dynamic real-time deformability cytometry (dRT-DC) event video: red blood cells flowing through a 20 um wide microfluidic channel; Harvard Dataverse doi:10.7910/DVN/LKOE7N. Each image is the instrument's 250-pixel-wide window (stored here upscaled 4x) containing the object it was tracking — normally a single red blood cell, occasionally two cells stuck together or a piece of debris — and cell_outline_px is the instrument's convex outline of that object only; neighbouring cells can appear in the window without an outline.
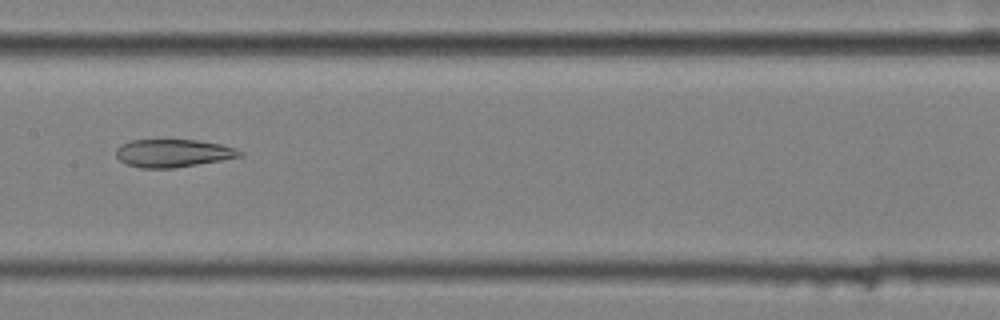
{"species": "common noctule bat (a hibernating species)", "species_latin": "Nyctalus noctula", "temperature_condition": "cold", "stored_images_in_passage": 13, "camera_frame_rate_fps": 3000, "um_per_image_px": 0.085, "animal": {"sex": "female", "body_mass_g": 25.1}, "frame": {"image": 1, "passage_image": 6, "time_ms": 1.667, "image_size_px": [1000, 320], "cell_outline_px": [[244, 156], [172, 168], [140, 168], [128, 164], [120, 160], [116, 156], [116, 148], [120, 144], [132, 140], [196, 140], [220, 144], [236, 148], [244, 152]], "centroid_in_image_um": [14.71, 13.01], "position_along_channel_um": 192.7, "area_um2": 20.0}}
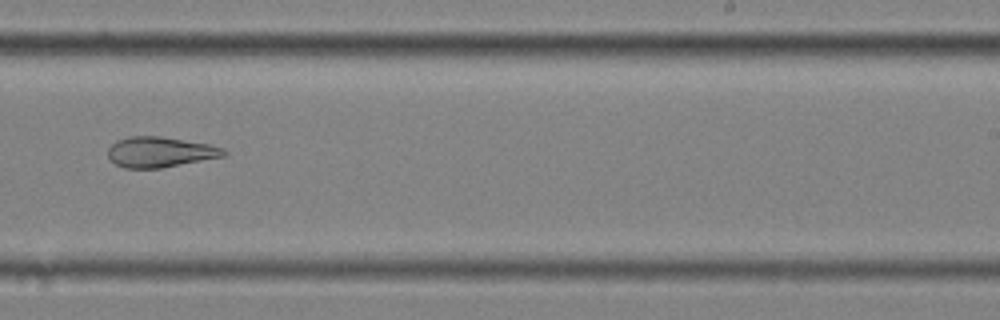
{"frame": {"image": 2, "passage_image": 8, "time_ms": 2.333, "image_size_px": [1000, 320], "cell_outline_px": [[228, 152], [224, 156], [160, 168], [124, 168], [116, 164], [108, 156], [108, 148], [116, 140], [128, 136], [160, 136], [208, 144], [224, 148]], "centroid_in_image_um": [13.59, 12.91], "position_along_channel_um": 275.4, "area_um2": 20.4}}
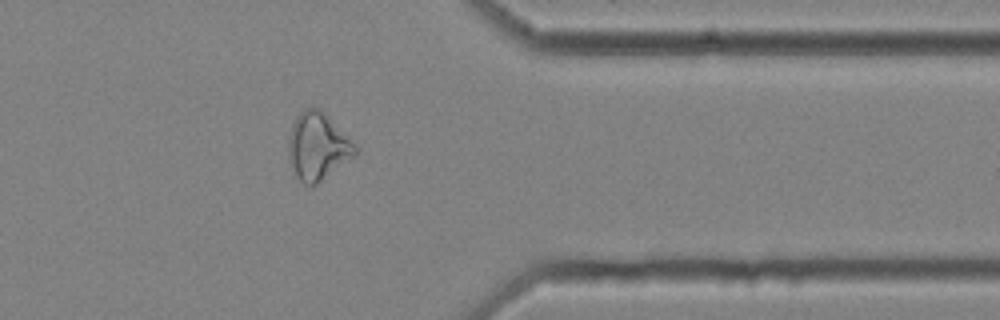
{"frame": {"image": 3, "passage_image": 11, "time_ms": 3.333, "image_size_px": [1000, 320], "cell_outline_px": [[356, 156], [312, 188], [304, 184], [292, 172], [288, 156], [288, 136], [292, 124], [296, 116], [304, 108], [320, 108], [356, 144]], "centroid_in_image_um": [26.99, 12.48], "position_along_channel_um": 384.4, "area_um2": 26.65}}